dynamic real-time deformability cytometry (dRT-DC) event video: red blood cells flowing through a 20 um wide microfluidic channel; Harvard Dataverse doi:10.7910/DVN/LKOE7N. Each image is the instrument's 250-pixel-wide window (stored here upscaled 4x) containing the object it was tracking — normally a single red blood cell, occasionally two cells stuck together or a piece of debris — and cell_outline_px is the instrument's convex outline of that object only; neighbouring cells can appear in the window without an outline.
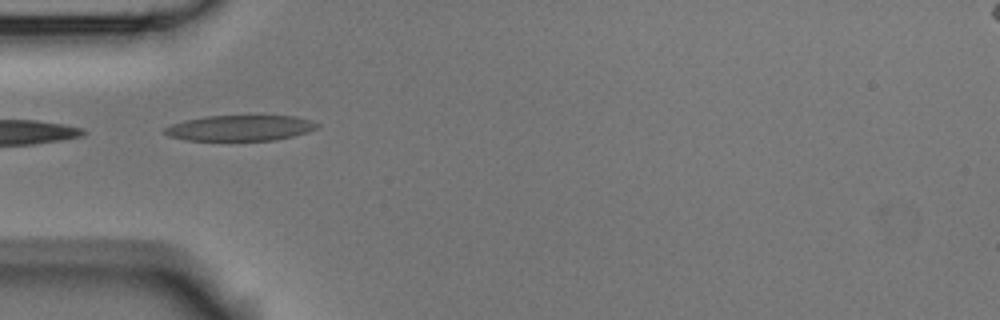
{"species": "Egyptian fruit bat (a non-hibernating species)", "species_latin": "Rousettus aegyptiacus", "temperature_condition": "room temperature", "stored_images_in_passage": 1, "camera_frame_rate_fps": 3000, "um_per_image_px": 0.085, "animal": {"sex": "male"}, "frame": {"image": 1, "passage_image": 1, "time_ms": 0.0, "image_size_px": [1000, 320], "cell_outline_px": [[320, 128], [308, 132], [292, 136], [272, 140], [188, 140], [168, 136], [164, 132], [164, 128], [172, 124], [184, 120], [208, 116], [292, 116], [312, 120], [320, 124]], "centroid_in_image_um": [20.44, 10.87], "position_along_channel_um": 64.6, "area_um2": 22.66}}